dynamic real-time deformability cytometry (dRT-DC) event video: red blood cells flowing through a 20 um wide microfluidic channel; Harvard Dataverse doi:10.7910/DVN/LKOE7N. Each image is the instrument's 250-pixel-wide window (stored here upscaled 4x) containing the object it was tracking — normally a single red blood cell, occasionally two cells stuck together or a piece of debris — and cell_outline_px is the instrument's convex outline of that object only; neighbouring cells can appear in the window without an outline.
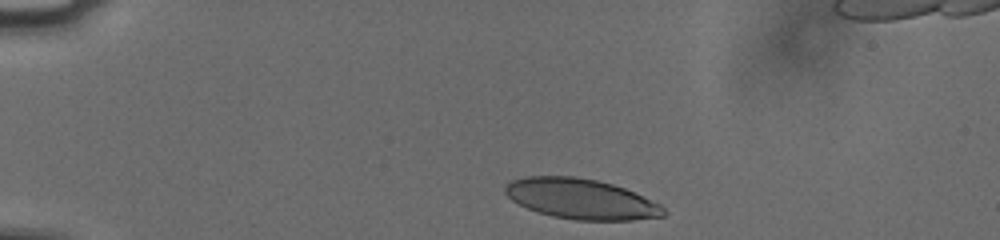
{"species": "human", "species_latin": "Homo sapiens", "temperature_condition": "cold", "stored_images_in_passage": 37, "camera_frame_rate_fps": 3000, "um_per_image_px": 0.085, "donor": {"sex": "male"}, "frame": {"image": 1, "passage_image": 2, "time_ms": 0.333, "image_size_px": [1000, 240], "cell_outline_px": [[668, 212], [664, 216], [632, 220], [576, 220], [552, 216], [528, 208], [512, 200], [504, 192], [504, 188], [512, 180], [524, 176], [576, 176], [596, 180], [612, 184], [624, 188], [644, 196], [660, 204]], "centroid_in_image_um": [49.41, 16.9], "position_along_channel_um": 35.6, "area_um2": 37.11}}
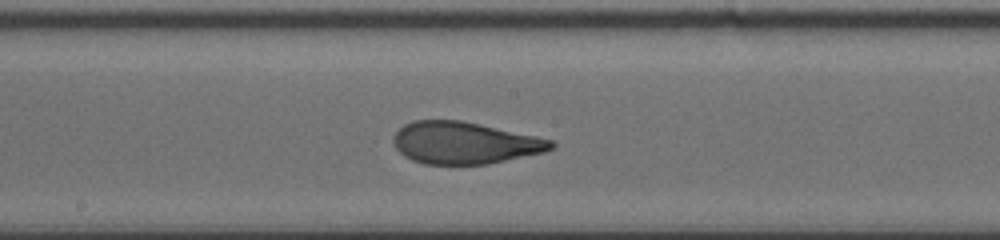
{"frame": {"image": 2, "passage_image": 21, "time_ms": 6.667, "image_size_px": [1000, 240], "cell_outline_px": [[556, 148], [544, 152], [488, 164], [424, 164], [412, 160], [404, 156], [396, 148], [392, 140], [392, 136], [404, 124], [416, 120], [460, 120], [480, 124], [536, 136], [552, 140], [556, 144]], "centroid_in_image_um": [39.49, 12.15], "position_along_channel_um": 208.7, "area_um2": 38.61}}
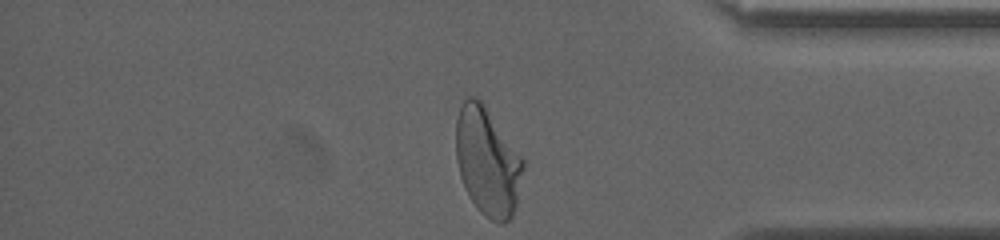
{"frame": {"image": 3, "passage_image": 37, "time_ms": 12.0, "image_size_px": [1000, 240], "cell_outline_px": [[524, 168], [516, 204], [512, 216], [504, 224], [500, 224], [484, 216], [476, 208], [460, 176], [456, 160], [456, 120], [460, 108], [464, 100], [468, 96], [476, 96], [480, 100], [524, 160]], "centroid_in_image_um": [41.43, 13.76], "position_along_channel_um": 393.8, "area_um2": 41.91}, "authors_computed_cell_mechanics": {"area_um2": 39.0728, "velocity_mm_per_s": 3.767, "shape_relaxation_time_tau1_ms": 5.1044, "shape_relaxation_time_tau2_ms": 0.9855, "deformation_change_tau1": 0.2086, "deformation_change_tau2": 0.0865}}